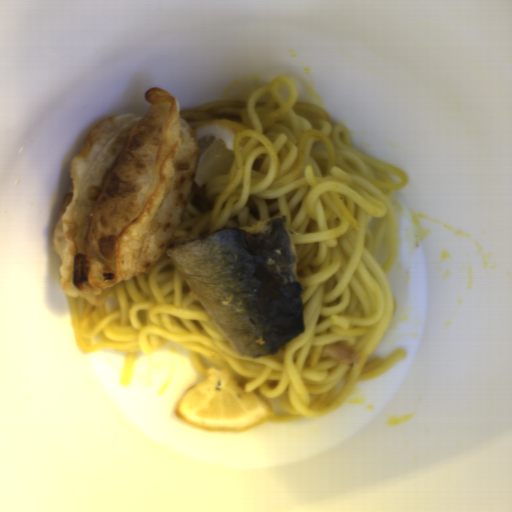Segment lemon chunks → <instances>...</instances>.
I'll return each instance as SVG.
<instances>
[{"mask_svg": "<svg viewBox=\"0 0 512 512\" xmlns=\"http://www.w3.org/2000/svg\"><path fill=\"white\" fill-rule=\"evenodd\" d=\"M175 415L202 431L243 432L273 417L274 409L256 393L220 368L206 370L202 381L186 389L175 405Z\"/></svg>", "mask_w": 512, "mask_h": 512, "instance_id": "obj_1", "label": "lemon chunks"}, {"mask_svg": "<svg viewBox=\"0 0 512 512\" xmlns=\"http://www.w3.org/2000/svg\"><path fill=\"white\" fill-rule=\"evenodd\" d=\"M251 128L227 119H214L193 128L198 155L194 183L200 188L224 175L234 157V140L240 131Z\"/></svg>", "mask_w": 512, "mask_h": 512, "instance_id": "obj_2", "label": "lemon chunks"}]
</instances>
